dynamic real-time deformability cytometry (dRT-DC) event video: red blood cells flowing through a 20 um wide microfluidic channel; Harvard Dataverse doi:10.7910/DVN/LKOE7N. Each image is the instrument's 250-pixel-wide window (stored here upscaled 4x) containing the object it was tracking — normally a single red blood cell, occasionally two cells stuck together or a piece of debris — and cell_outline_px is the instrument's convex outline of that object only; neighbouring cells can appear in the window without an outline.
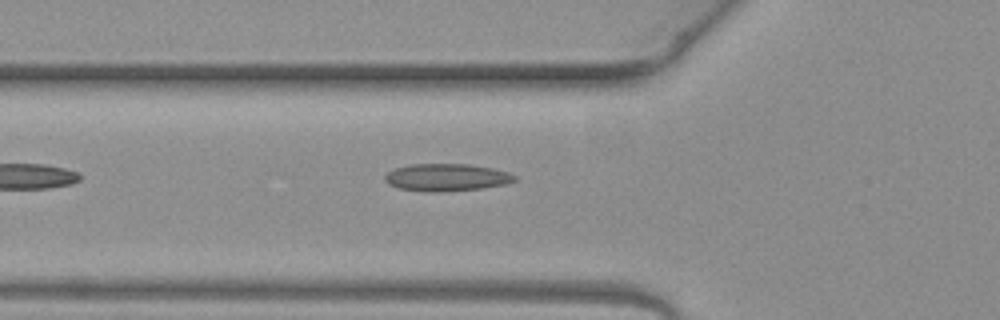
{"species": "common noctule bat (a hibernating species)", "species_latin": "Nyctalus noctula", "temperature_condition": "warm", "stored_images_in_passage": 3, "camera_frame_rate_fps": 3000, "um_per_image_px": 0.085, "animal": {"sex": "female", "body_mass_g": 19.3, "forearm_length_mm": 54.1}, "frame": {"image": 1, "passage_image": 3, "time_ms": 0.667, "image_size_px": [1000, 320], "cell_outline_px": [[516, 180], [504, 184], [480, 188], [440, 192], [428, 192], [396, 188], [388, 184], [384, 180], [384, 176], [388, 172], [396, 168], [412, 164], [468, 164], [492, 168], [508, 172], [516, 176]], "centroid_in_image_um": [37.92, 15.08], "position_along_channel_um": 87.9, "area_um2": 20.63}}